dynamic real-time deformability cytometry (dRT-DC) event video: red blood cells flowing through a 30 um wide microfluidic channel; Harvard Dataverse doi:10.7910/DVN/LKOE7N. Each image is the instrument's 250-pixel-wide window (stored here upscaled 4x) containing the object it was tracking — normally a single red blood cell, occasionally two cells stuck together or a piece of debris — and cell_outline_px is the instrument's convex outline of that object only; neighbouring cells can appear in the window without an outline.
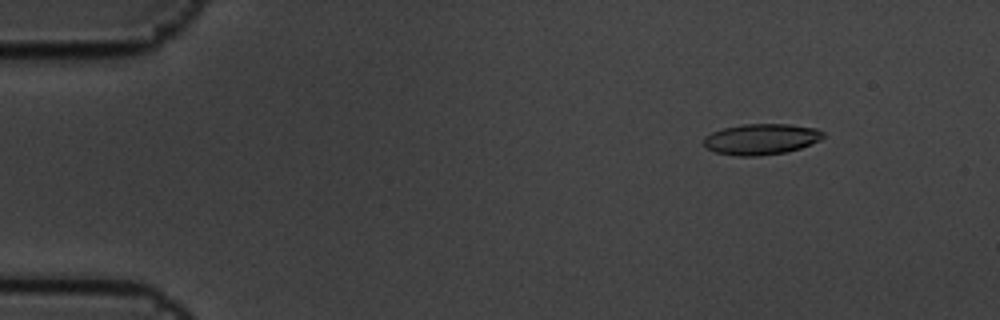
{"species": "common noctule bat (a hibernating species)", "species_latin": "Nyctalus noctula", "temperature_condition": "cold", "stored_images_in_passage": 5, "camera_frame_rate_fps": 3000, "um_per_image_px": 0.085, "animal": {"sex": "male", "body_mass_g": 19.5, "forearm_length_mm": 54.6}, "frame": {"image": 1, "passage_image": 1, "time_ms": 0.0, "image_size_px": [1000, 320], "cell_outline_px": [[824, 136], [820, 140], [800, 148], [784, 152], [760, 156], [736, 156], [716, 152], [704, 148], [704, 136], [712, 132], [724, 128], [744, 124], [788, 124], [816, 128], [824, 132]], "centroid_in_image_um": [64.68, 11.83], "position_along_channel_um": 20.3, "area_um2": 21.5}}
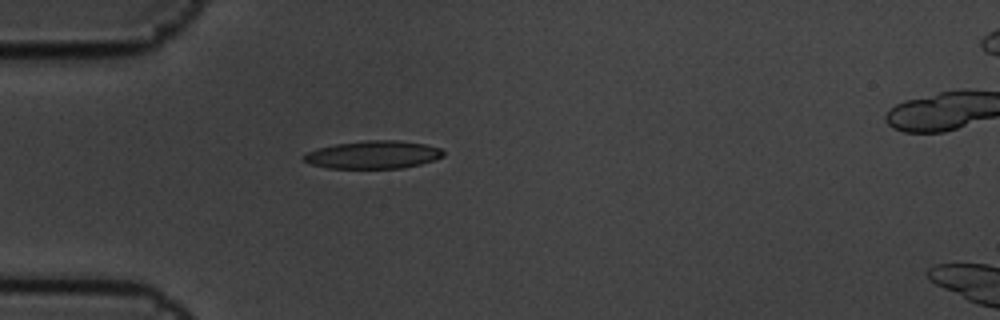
{"frame": {"image": 2, "passage_image": 4, "time_ms": 1.0, "image_size_px": [1000, 320], "cell_outline_px": [[444, 156], [420, 164], [404, 168], [328, 168], [312, 164], [304, 160], [304, 156], [308, 152], [316, 148], [336, 144], [368, 140], [400, 140], [424, 144], [440, 148], [444, 152]], "centroid_in_image_um": [31.74, 13.15], "position_along_channel_um": 53.3, "area_um2": 22.48}}